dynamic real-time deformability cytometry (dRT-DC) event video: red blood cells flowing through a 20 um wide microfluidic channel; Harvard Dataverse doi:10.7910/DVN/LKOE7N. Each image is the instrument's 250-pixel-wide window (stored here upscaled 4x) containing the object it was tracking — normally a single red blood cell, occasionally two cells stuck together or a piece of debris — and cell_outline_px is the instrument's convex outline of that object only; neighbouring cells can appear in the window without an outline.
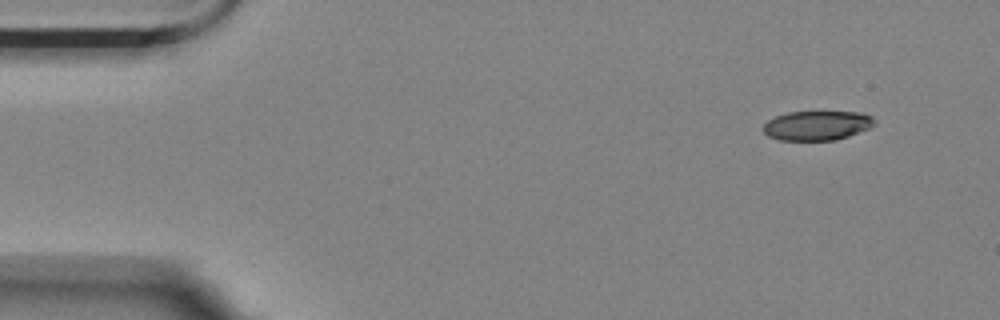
{"species": "Egyptian fruit bat (a non-hibernating species)", "species_latin": "Rousettus aegyptiacus", "temperature_condition": "room temperature", "stored_images_in_passage": 5, "segment_of_instrument_passage": [1, 2], "camera_frame_rate_fps": 3000, "um_per_image_px": 0.085, "animal": {"sex": "female"}, "frame": {"image": 1, "passage_image": 1, "time_ms": 0.0, "image_size_px": [1000, 320], "cell_outline_px": [[876, 124], [868, 128], [848, 136], [836, 140], [780, 140], [768, 136], [760, 128], [768, 120], [776, 116], [788, 112], [860, 112], [872, 116], [876, 120]], "centroid_in_image_um": [69.44, 10.66], "position_along_channel_um": 15.6, "area_um2": 19.13}}
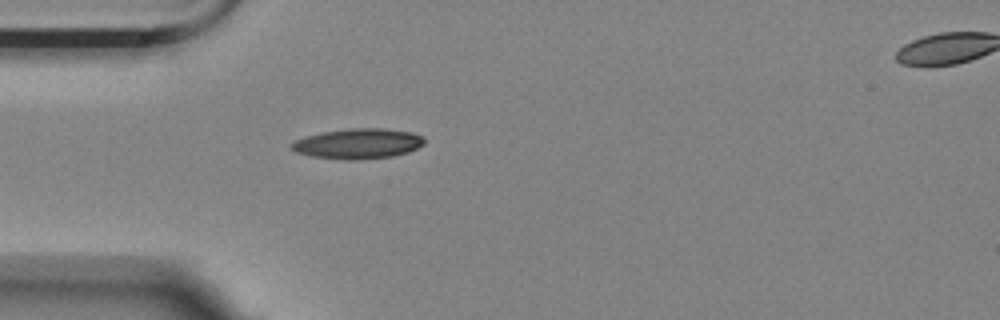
{"frame": {"image": 2, "passage_image": 4, "time_ms": 3.667, "image_size_px": [1000, 320], "cell_outline_px": [[424, 144], [408, 152], [392, 156], [352, 160], [344, 160], [312, 156], [296, 152], [288, 144], [304, 136], [324, 132], [348, 128], [384, 128], [412, 132], [424, 136]], "centroid_in_image_um": [30.43, 12.2], "position_along_channel_um": 54.6, "area_um2": 23.41}}